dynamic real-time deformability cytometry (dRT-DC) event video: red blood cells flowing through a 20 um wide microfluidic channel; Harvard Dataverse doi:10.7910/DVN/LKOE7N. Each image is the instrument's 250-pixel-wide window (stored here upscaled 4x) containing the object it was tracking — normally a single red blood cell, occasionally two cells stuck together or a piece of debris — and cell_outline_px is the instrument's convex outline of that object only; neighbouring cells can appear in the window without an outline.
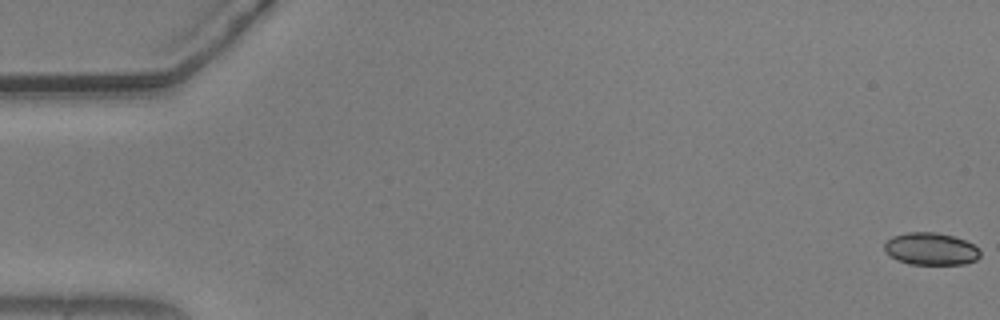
{"species": "common noctule bat (a hibernating species)", "species_latin": "Nyctalus noctula", "temperature_condition": "warm", "stored_images_in_passage": 56, "camera_frame_rate_fps": 3000, "um_per_image_px": 0.085, "animal": {"sex": "male", "body_mass_g": 20.5, "forearm_length_mm": 52.5}, "frame": {"image": 1, "passage_image": 1, "time_ms": 0.0, "image_size_px": [1000, 320], "cell_outline_px": [[980, 256], [976, 260], [964, 264], [908, 264], [896, 260], [884, 248], [884, 244], [892, 236], [908, 232], [936, 232], [952, 236], [964, 240], [980, 248]], "centroid_in_image_um": [79.14, 21.16], "position_along_channel_um": 5.9, "area_um2": 17.98}}
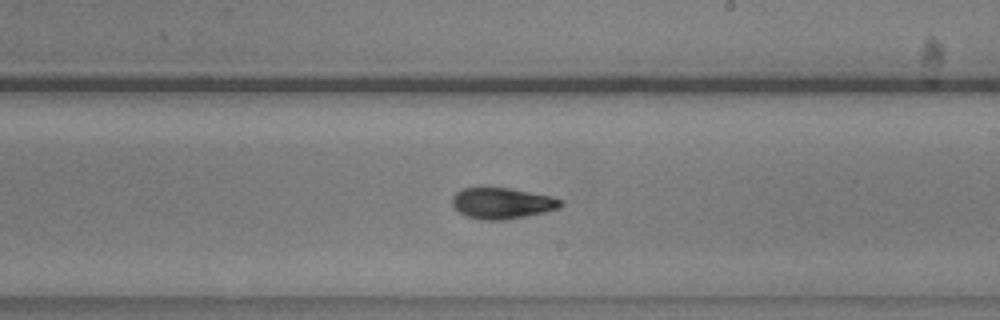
{"frame": {"image": 2, "passage_image": 33, "time_ms": 10.667, "image_size_px": [1000, 320], "cell_outline_px": [[564, 204], [560, 208], [544, 212], [504, 220], [480, 220], [468, 216], [460, 212], [452, 204], [452, 196], [456, 192], [464, 188], [512, 188], [552, 196], [560, 200]], "centroid_in_image_um": [42.69, 17.27], "position_along_channel_um": 246.3, "area_um2": 19.54}}
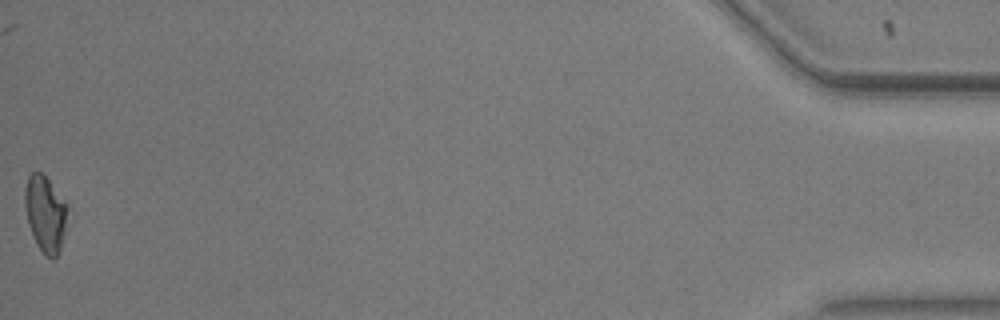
{"frame": {"image": 3, "passage_image": 56, "time_ms": 18.333, "image_size_px": [1000, 320], "cell_outline_px": [[68, 208], [64, 236], [60, 252], [52, 260], [44, 256], [36, 244], [28, 224], [24, 204], [24, 188], [28, 176], [32, 172], [40, 172], [48, 180], [68, 204]], "centroid_in_image_um": [3.85, 18.21], "position_along_channel_um": 431.3, "area_um2": 19.19}, "authors_computed_cell_mechanics": {"area_um2": 19.4208, "velocity_mm_per_s": 3.7021, "shape_relaxation_time_tau1_ms": 8.5283, "shape_relaxation_time_tau2_ms": 4.4129, "deformation_change_tau1": 0.21, "deformation_change_tau2": 0.0994}}